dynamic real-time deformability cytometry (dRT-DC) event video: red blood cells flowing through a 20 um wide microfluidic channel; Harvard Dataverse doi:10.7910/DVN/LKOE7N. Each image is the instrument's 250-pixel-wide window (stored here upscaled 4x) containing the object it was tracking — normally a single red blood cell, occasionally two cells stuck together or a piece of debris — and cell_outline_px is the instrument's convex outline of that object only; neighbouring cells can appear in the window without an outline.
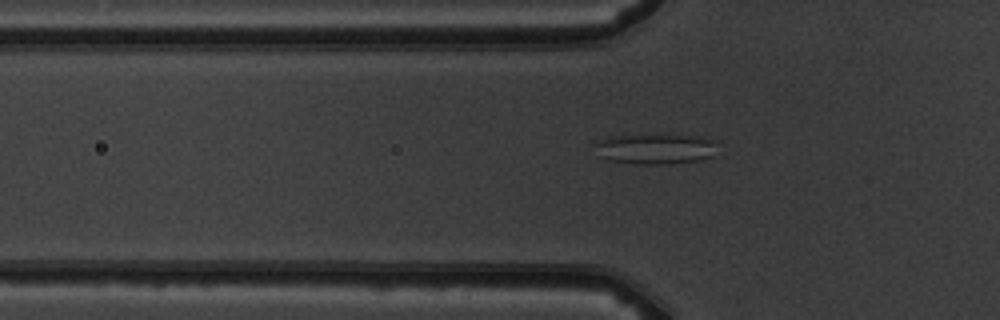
{"species": "common noctule bat (a hibernating species)", "species_latin": "Nyctalus noctula", "temperature_condition": "warm", "stored_images_in_passage": 7, "segment_of_instrument_passage": [2, 2], "camera_frame_rate_fps": 3000, "um_per_image_px": 0.085, "animal": {"sex": "male", "body_mass_g": 19.5, "forearm_length_mm": 54.6}, "frame": {"image": 1, "passage_image": 7, "time_ms": 8.667, "image_size_px": [1000, 320], "cell_outline_px": [[716, 144], [712, 156], [700, 160], [668, 164], [636, 164], [608, 160], [600, 156], [592, 144], [596, 140], [608, 136], [700, 136], [716, 140]], "centroid_in_image_um": [55.66, 12.67], "position_along_channel_um": 70.1, "area_um2": 21.56}}